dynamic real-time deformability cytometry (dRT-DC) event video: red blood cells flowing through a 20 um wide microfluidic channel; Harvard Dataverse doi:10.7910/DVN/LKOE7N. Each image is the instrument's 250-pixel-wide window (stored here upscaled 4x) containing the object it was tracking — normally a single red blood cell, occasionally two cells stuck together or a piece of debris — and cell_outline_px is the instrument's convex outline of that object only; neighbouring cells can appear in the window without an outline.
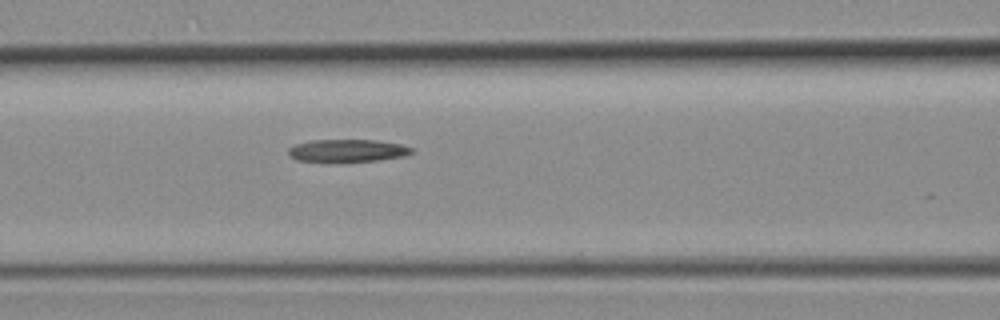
{"species": "common noctule bat (a hibernating species)", "species_latin": "Nyctalus noctula", "temperature_condition": "room temperature", "stored_images_in_passage": 16, "camera_frame_rate_fps": 3000, "um_per_image_px": 0.085, "animal": {"sex": "female", "body_mass_g": 19.3, "forearm_length_mm": 54.1}, "frame": {"image": 1, "passage_image": 11, "time_ms": 3.333, "image_size_px": [1000, 320], "cell_outline_px": [[412, 152], [404, 156], [376, 160], [296, 160], [288, 152], [288, 148], [296, 144], [312, 140], [376, 140], [400, 144], [412, 148]], "centroid_in_image_um": [29.55, 12.77], "position_along_channel_um": 137.1, "area_um2": 15.49}}
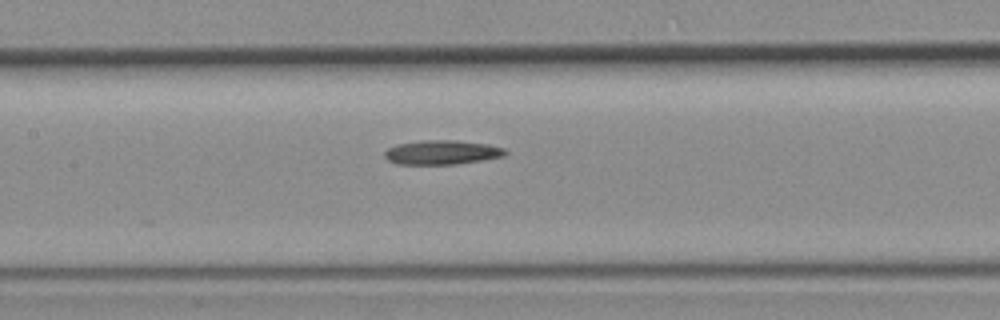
{"frame": {"image": 2, "passage_image": 13, "time_ms": 4.0, "image_size_px": [1000, 320], "cell_outline_px": [[508, 152], [504, 156], [456, 164], [396, 164], [388, 160], [384, 156], [384, 152], [388, 148], [396, 144], [424, 140], [456, 140], [488, 144], [504, 148]], "centroid_in_image_um": [37.54, 12.94], "position_along_channel_um": 169.9, "area_um2": 17.05}}
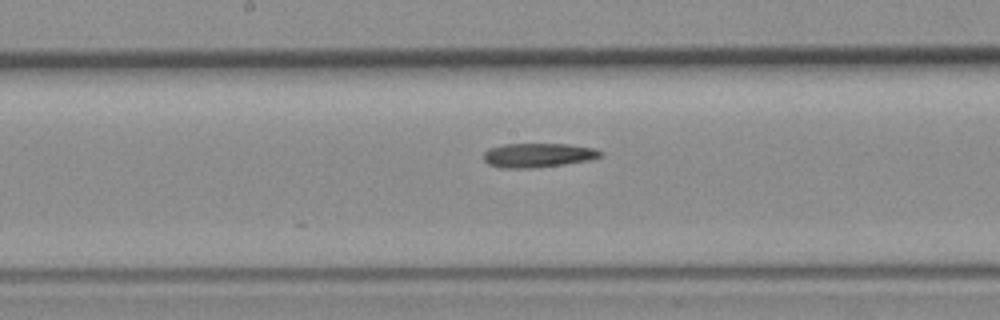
{"frame": {"image": 3, "passage_image": 15, "time_ms": 4.667, "image_size_px": [1000, 320], "cell_outline_px": [[604, 156], [592, 160], [564, 164], [532, 168], [500, 168], [488, 164], [484, 160], [484, 152], [488, 148], [504, 144], [568, 144], [592, 148], [604, 152]], "centroid_in_image_um": [45.75, 13.19], "position_along_channel_um": 202.5, "area_um2": 16.65}}